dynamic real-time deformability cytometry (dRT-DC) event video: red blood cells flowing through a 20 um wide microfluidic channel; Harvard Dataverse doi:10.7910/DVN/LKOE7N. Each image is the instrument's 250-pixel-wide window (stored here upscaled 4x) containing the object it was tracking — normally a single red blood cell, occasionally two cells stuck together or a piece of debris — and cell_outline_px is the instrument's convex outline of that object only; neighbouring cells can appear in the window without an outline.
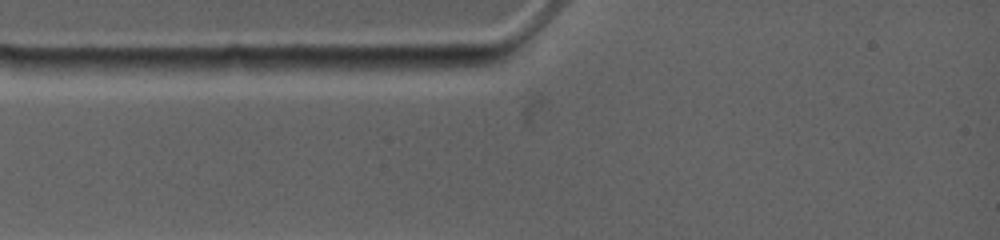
{"species": "common noctule bat (a hibernating species)", "species_latin": "Nyctalus noctula", "temperature_condition": "warm", "stored_images_in_passage": 3, "segment_of_instrument_passage": [1, 2], "camera_frame_rate_fps": 4500, "um_per_image_px": 0.085, "animal": {"sex": "female", "body_mass_g": 19.0, "forearm_length_mm": 53.3}, "frame": {"image": 1, "passage_image": 2, "time_ms": 0.444, "image_size_px": [1000, 240], "cell_outline_px": [[312, 68], [260, 76], [224, 72], [204, 68], [228, 56], [304, 56]], "centroid_in_image_um": [22.12, 5.51], "position_along_channel_um": 62.9, "area_um2": 11.33}}